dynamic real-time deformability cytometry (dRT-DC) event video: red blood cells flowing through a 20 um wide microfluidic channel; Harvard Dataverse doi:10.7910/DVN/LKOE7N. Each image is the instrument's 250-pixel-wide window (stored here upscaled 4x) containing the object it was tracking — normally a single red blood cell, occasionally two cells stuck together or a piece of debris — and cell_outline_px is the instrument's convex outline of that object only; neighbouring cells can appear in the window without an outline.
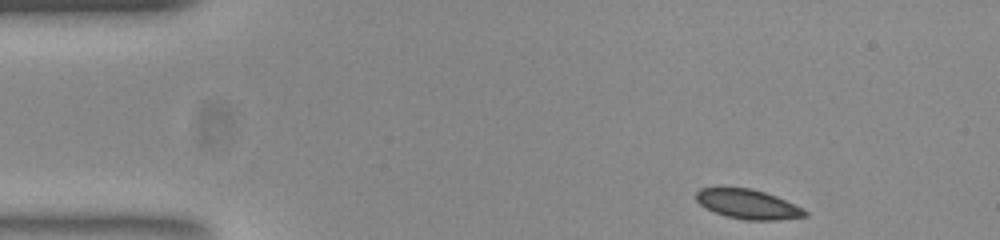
{"species": "common noctule bat (a hibernating species)", "species_latin": "Nyctalus noctula", "temperature_condition": "room temperature", "stored_images_in_passage": 47, "camera_frame_rate_fps": 3000, "um_per_image_px": 0.085, "animal": {"sex": "female", "body_mass_g": 23.0, "forearm_length_mm": 53.4}, "frame": {"image": 1, "passage_image": 1, "time_ms": 0.0, "image_size_px": [1000, 240], "cell_outline_px": [[808, 216], [776, 220], [744, 220], [728, 216], [716, 212], [700, 204], [696, 200], [696, 192], [700, 188], [748, 188], [764, 192], [776, 196], [808, 212]], "centroid_in_image_um": [63.57, 17.36], "position_along_channel_um": 21.4, "area_um2": 18.26}}
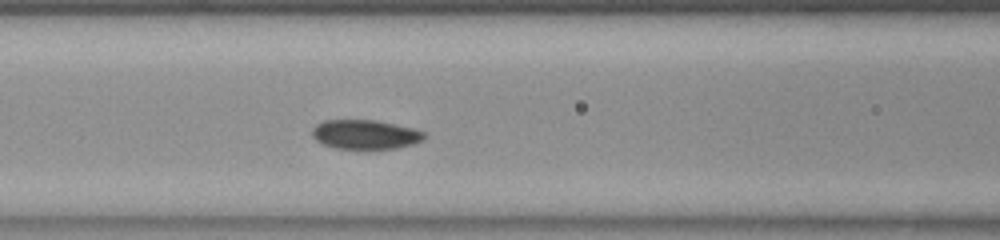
{"frame": {"image": 2, "passage_image": 16, "time_ms": 5.0, "image_size_px": [1000, 240], "cell_outline_px": [[424, 136], [420, 140], [412, 144], [396, 148], [360, 152], [336, 148], [324, 144], [316, 140], [312, 136], [312, 128], [316, 124], [324, 120], [376, 120], [412, 128], [424, 132]], "centroid_in_image_um": [30.99, 11.47], "position_along_channel_um": 135.6, "area_um2": 19.65}}
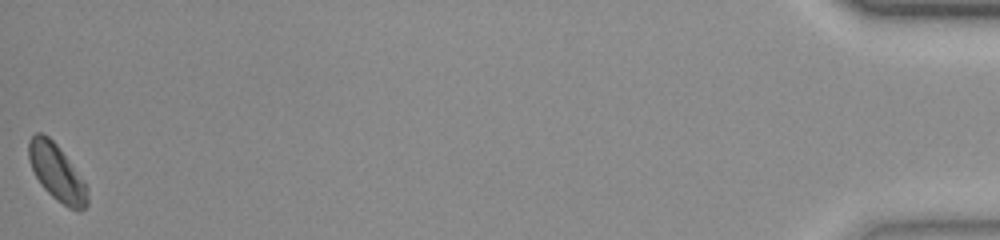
{"frame": {"image": 3, "passage_image": 47, "time_ms": 15.333, "image_size_px": [1000, 240], "cell_outline_px": [[88, 204], [80, 212], [68, 208], [52, 196], [40, 184], [32, 168], [28, 156], [28, 144], [32, 136], [36, 132], [40, 132], [48, 136], [56, 144], [88, 188]], "centroid_in_image_um": [4.82, 14.7], "position_along_channel_um": 430.4, "area_um2": 18.96}}